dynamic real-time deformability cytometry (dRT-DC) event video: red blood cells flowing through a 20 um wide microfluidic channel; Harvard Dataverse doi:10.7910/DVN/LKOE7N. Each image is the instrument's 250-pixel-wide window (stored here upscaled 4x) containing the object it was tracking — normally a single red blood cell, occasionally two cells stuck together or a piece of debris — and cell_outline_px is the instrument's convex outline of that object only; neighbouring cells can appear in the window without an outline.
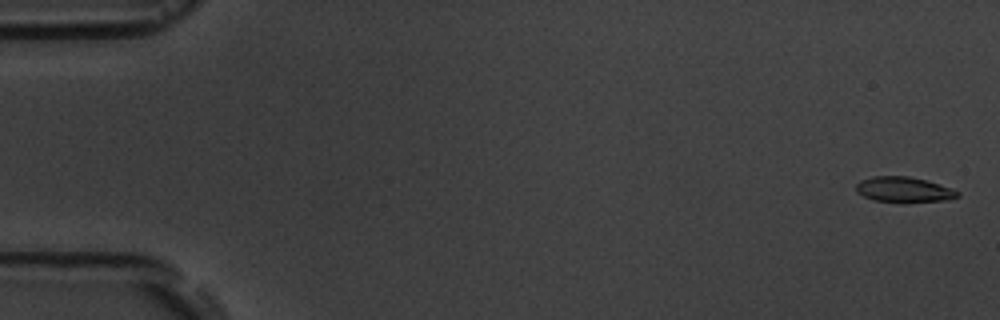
{"species": "common noctule bat (a hibernating species)", "species_latin": "Nyctalus noctula", "temperature_condition": "room temperature", "stored_images_in_passage": 5, "camera_frame_rate_fps": 3000, "um_per_image_px": 0.085, "animal": {"sex": "male", "body_mass_g": 19.5, "forearm_length_mm": 54.6}, "frame": {"image": 1, "passage_image": 1, "time_ms": 0.0, "image_size_px": [1000, 320], "cell_outline_px": [[960, 196], [948, 200], [876, 200], [864, 196], [856, 192], [856, 184], [860, 180], [872, 176], [908, 176], [924, 180], [952, 188], [960, 192]], "centroid_in_image_um": [76.81, 16.07], "position_along_channel_um": 8.2, "area_um2": 14.33}}
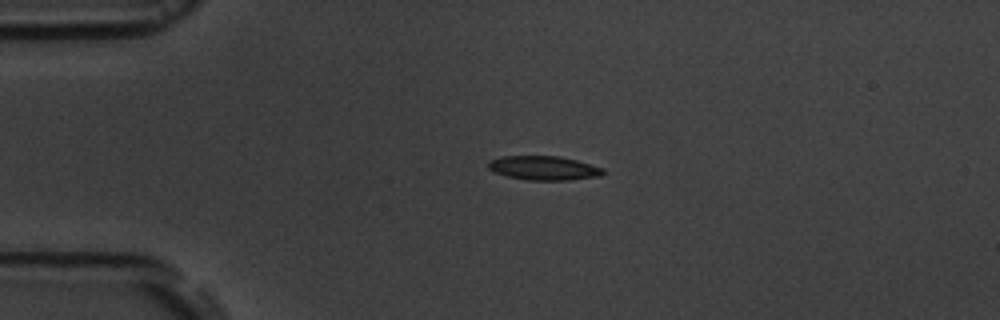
{"frame": {"image": 2, "passage_image": 4, "time_ms": 4.0, "image_size_px": [1000, 320], "cell_outline_px": [[604, 172], [600, 176], [568, 180], [528, 180], [508, 176], [496, 172], [488, 168], [488, 164], [492, 160], [504, 156], [560, 156], [576, 160], [604, 168]], "centroid_in_image_um": [46.26, 14.28], "position_along_channel_um": 38.7, "area_um2": 15.9}}